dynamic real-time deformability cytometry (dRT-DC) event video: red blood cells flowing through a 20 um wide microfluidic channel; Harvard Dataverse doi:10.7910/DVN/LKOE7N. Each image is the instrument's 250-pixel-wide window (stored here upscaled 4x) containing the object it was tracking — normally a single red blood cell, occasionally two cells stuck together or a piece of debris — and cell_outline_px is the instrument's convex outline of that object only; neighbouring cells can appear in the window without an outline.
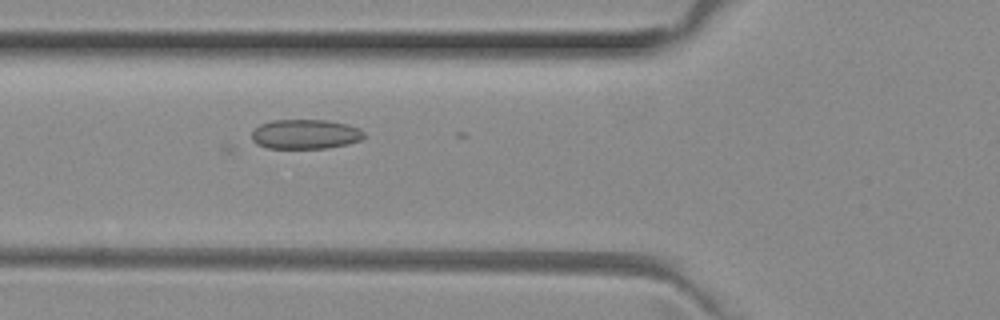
{"species": "common noctule bat (a hibernating species)", "species_latin": "Nyctalus noctula", "temperature_condition": "room temperature", "stored_images_in_passage": 21, "camera_frame_rate_fps": 3000, "um_per_image_px": 0.085, "animal": {"sex": "female", "body_mass_g": 29.2, "forearm_length_mm": 56.3}, "frame": {"image": 1, "passage_image": 4, "time_ms": 1.0, "image_size_px": [1000, 320], "cell_outline_px": [[364, 136], [360, 140], [348, 144], [328, 148], [268, 148], [256, 144], [252, 140], [252, 132], [260, 124], [272, 120], [328, 120], [348, 124], [360, 128], [364, 132]], "centroid_in_image_um": [25.96, 11.4], "position_along_channel_um": 99.8, "area_um2": 19.48}}
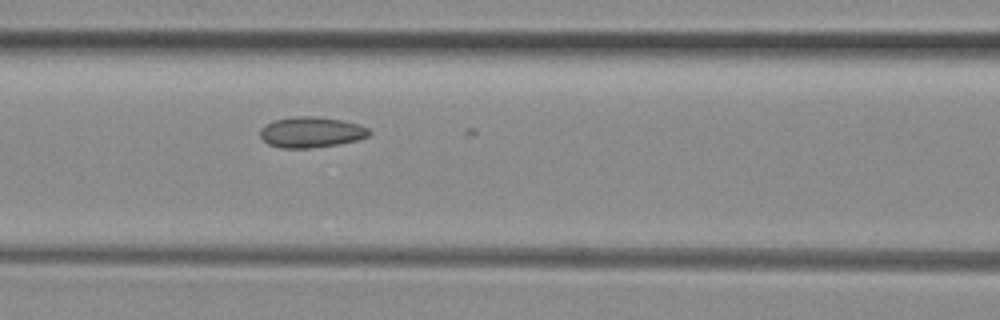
{"frame": {"image": 2, "passage_image": 7, "time_ms": 2.0, "image_size_px": [1000, 320], "cell_outline_px": [[372, 132], [368, 136], [356, 140], [336, 144], [312, 148], [280, 148], [268, 144], [260, 136], [260, 128], [276, 120], [292, 116], [316, 116], [340, 120], [360, 124], [368, 128]], "centroid_in_image_um": [26.45, 11.23], "position_along_channel_um": 140.1, "area_um2": 19.42}}